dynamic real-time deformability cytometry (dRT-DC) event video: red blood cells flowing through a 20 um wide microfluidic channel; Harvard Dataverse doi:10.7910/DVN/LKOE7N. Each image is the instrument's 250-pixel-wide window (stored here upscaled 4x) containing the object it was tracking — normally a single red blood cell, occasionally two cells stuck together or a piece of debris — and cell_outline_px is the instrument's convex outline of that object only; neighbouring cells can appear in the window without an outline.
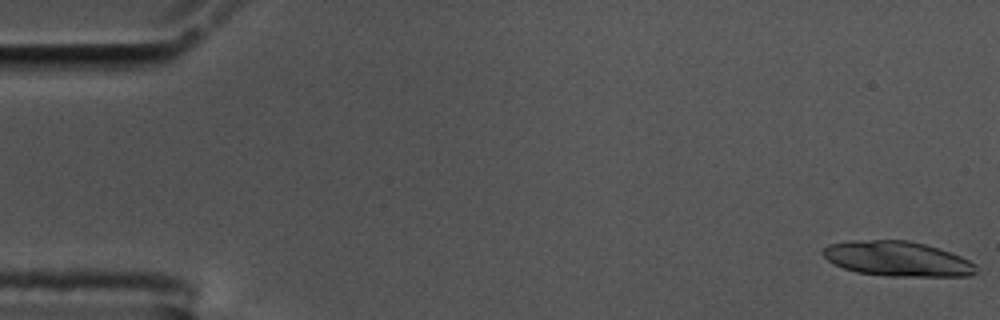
{"species": "common noctule bat (a hibernating species)", "species_latin": "Nyctalus noctula", "temperature_condition": "cold", "stored_images_in_passage": 21, "camera_frame_rate_fps": 3000, "um_per_image_px": 0.085, "animal": {"sex": "male", "body_mass_g": 17.5, "forearm_length_mm": 52.3}, "frame": {"image": 1, "passage_image": 1, "time_ms": 0.0, "image_size_px": [1000, 320], "cell_outline_px": [[976, 272], [972, 276], [888, 276], [856, 272], [844, 268], [828, 260], [820, 252], [828, 244], [872, 240], [908, 240], [924, 244], [960, 256], [976, 264]], "centroid_in_image_um": [76.29, 22.01], "position_along_channel_um": 8.7, "area_um2": 30.75}}
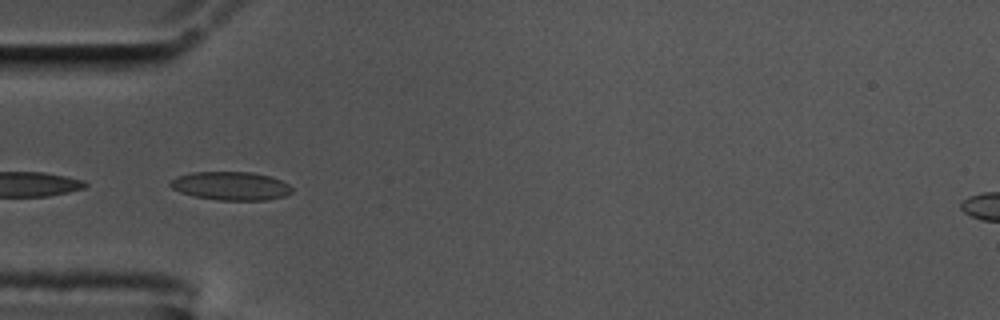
{"frame": {"image": 2, "passage_image": 18, "time_ms": 5.667, "image_size_px": [1000, 320], "cell_outline_px": [[292, 192], [284, 196], [268, 200], [220, 200], [192, 196], [180, 192], [172, 188], [168, 184], [176, 176], [192, 172], [252, 172], [268, 176], [280, 180], [288, 184], [292, 188]], "centroid_in_image_um": [19.6, 15.8], "position_along_channel_um": 65.4, "area_um2": 20.17}}